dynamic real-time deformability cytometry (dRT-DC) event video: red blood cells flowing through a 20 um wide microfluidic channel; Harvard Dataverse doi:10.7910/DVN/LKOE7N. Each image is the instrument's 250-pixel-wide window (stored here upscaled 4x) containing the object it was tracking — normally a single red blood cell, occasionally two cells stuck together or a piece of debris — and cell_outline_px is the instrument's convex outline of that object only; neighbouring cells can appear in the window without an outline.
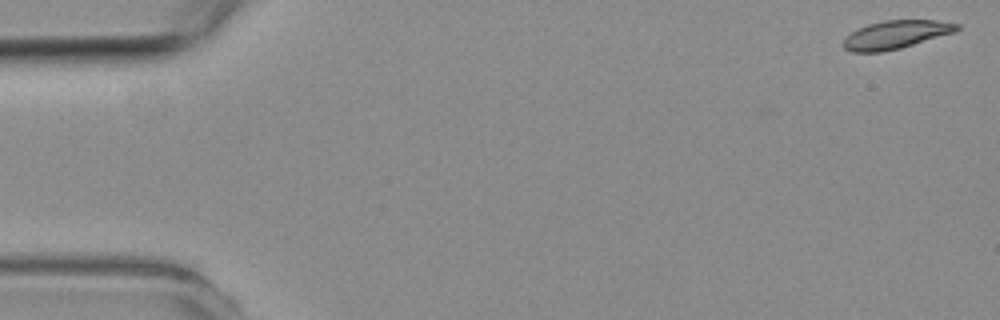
{"species": "common noctule bat (a hibernating species)", "species_latin": "Nyctalus noctula", "temperature_condition": "room temperature", "stored_images_in_passage": 4, "camera_frame_rate_fps": 3000, "um_per_image_px": 0.085, "animal": {"sex": "female", "body_mass_g": 19.3, "forearm_length_mm": 54.1}, "frame": {"image": 1, "passage_image": 1, "time_ms": 0.0, "image_size_px": [1000, 320], "cell_outline_px": [[960, 28], [956, 32], [900, 48], [880, 52], [852, 52], [844, 48], [844, 40], [852, 32], [868, 24], [884, 20], [936, 20], [960, 24]], "centroid_in_image_um": [76.19, 2.94], "position_along_channel_um": 8.8, "area_um2": 18.5}}
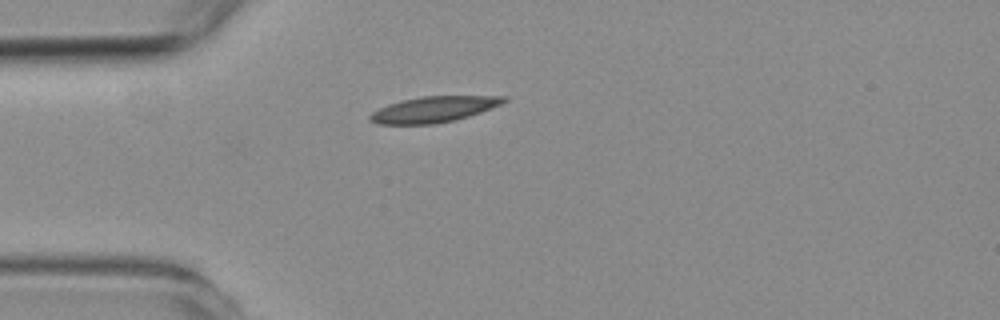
{"frame": {"image": 2, "passage_image": 4, "time_ms": 4.333, "image_size_px": [1000, 320], "cell_outline_px": [[508, 100], [500, 104], [480, 112], [456, 120], [432, 124], [380, 124], [368, 120], [368, 116], [372, 112], [388, 104], [420, 96], [508, 96]], "centroid_in_image_um": [36.85, 9.29], "position_along_channel_um": 48.1, "area_um2": 20.0}}